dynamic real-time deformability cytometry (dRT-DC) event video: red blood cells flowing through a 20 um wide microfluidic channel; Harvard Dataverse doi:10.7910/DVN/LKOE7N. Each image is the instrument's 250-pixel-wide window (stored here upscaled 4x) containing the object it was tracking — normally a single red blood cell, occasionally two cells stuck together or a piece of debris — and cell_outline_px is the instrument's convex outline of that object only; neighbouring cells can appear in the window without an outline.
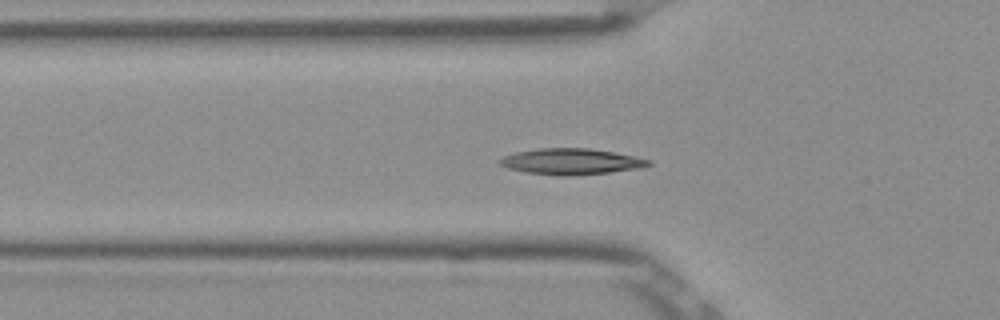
{"species": "Egyptian fruit bat (a non-hibernating species)", "species_latin": "Rousettus aegyptiacus", "temperature_condition": "room temperature", "stored_images_in_passage": 55, "camera_frame_rate_fps": 3000, "um_per_image_px": 0.085, "frame": {"image": 1, "passage_image": 19, "time_ms": 6.0, "image_size_px": [1000, 320], "cell_outline_px": [[652, 164], [640, 168], [608, 172], [564, 176], [560, 176], [524, 172], [508, 168], [500, 164], [496, 160], [504, 156], [516, 152], [540, 148], [588, 148], [612, 152], [652, 160]], "centroid_in_image_um": [48.51, 13.73], "position_along_channel_um": 77.3, "area_um2": 22.37}}
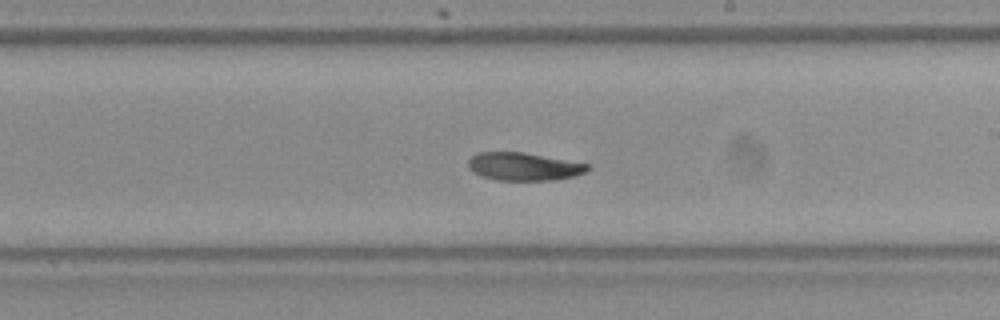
{"frame": {"image": 2, "passage_image": 32, "time_ms": 10.333, "image_size_px": [1000, 320], "cell_outline_px": [[588, 168], [584, 172], [576, 176], [556, 180], [496, 180], [480, 176], [468, 168], [468, 160], [476, 152], [524, 152], [588, 164]], "centroid_in_image_um": [44.47, 14.16], "position_along_channel_um": 244.5, "area_um2": 19.42}}
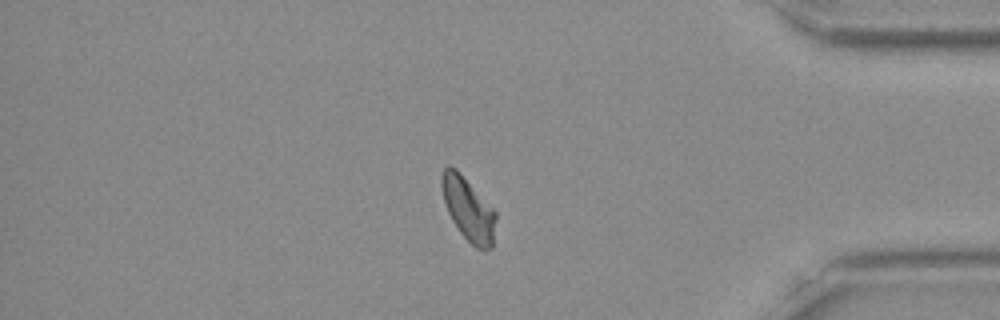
{"frame": {"image": 3, "passage_image": 46, "time_ms": 15.0, "image_size_px": [1000, 320], "cell_outline_px": [[496, 220], [492, 248], [484, 252], [476, 248], [460, 232], [452, 220], [448, 212], [444, 200], [440, 184], [440, 176], [444, 168], [448, 164], [456, 168], [460, 172], [496, 212]], "centroid_in_image_um": [39.8, 17.77], "position_along_channel_um": 395.4, "area_um2": 20.0}, "authors_computed_cell_mechanics": {"area_um2": 20.4034, "velocity_mm_per_s": 3.8509, "shape_relaxation_time_tau1_ms": 8.6782, "shape_relaxation_time_tau2_ms": 3.2687, "deformation_change_tau1": 0.1752, "deformation_change_tau2": 0.0635}}